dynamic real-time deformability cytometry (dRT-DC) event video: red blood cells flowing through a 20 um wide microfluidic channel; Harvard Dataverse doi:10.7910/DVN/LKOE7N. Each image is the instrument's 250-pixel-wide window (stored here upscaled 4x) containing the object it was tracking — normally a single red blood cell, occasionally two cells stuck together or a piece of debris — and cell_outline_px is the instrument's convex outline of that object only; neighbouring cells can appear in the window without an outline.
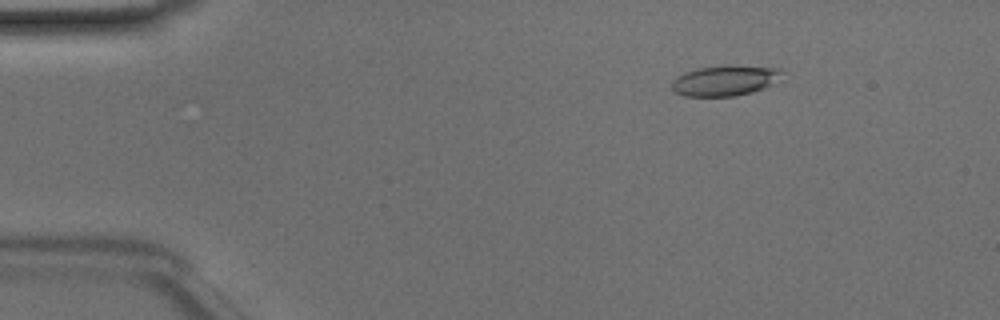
{"species": "Egyptian fruit bat (a non-hibernating species)", "species_latin": "Rousettus aegyptiacus", "temperature_condition": "room temperature", "stored_images_in_passage": 14, "camera_frame_rate_fps": 3000, "um_per_image_px": 0.085, "animal": {"sex": "male"}, "frame": {"image": 1, "passage_image": 7, "time_ms": 2.0, "image_size_px": [1000, 320], "cell_outline_px": [[784, 72], [772, 84], [764, 88], [752, 92], [736, 96], [684, 96], [676, 92], [672, 88], [672, 80], [676, 76], [684, 72], [700, 68], [724, 64], [732, 64], [780, 68]], "centroid_in_image_um": [61.62, 6.82], "position_along_channel_um": 23.4, "area_um2": 19.83}}